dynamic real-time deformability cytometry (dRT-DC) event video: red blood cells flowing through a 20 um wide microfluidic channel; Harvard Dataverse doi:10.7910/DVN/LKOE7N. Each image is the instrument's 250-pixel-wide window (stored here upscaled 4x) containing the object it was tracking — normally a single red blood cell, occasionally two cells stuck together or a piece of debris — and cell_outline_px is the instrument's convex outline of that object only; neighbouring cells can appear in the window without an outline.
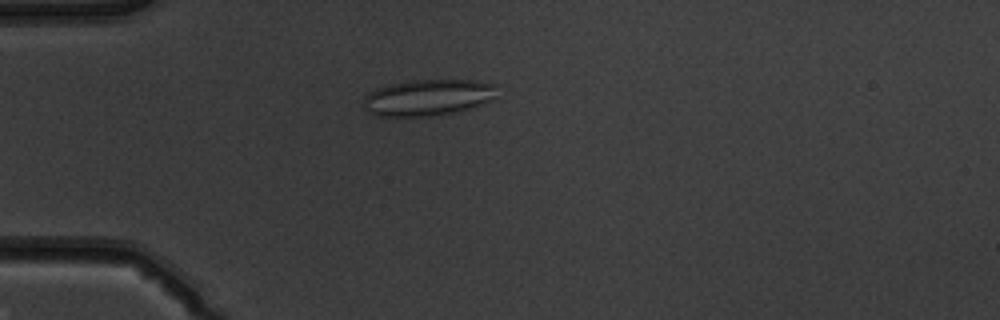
{"species": "common noctule bat (a hibernating species)", "species_latin": "Nyctalus noctula", "temperature_condition": "warm", "stored_images_in_passage": 52, "camera_frame_rate_fps": 3000, "um_per_image_px": 0.085, "animal": {"sex": "male", "body_mass_g": 19.5, "forearm_length_mm": 54.6}, "frame": {"image": 1, "passage_image": 15, "time_ms": 4.667, "image_size_px": [1000, 320], "cell_outline_px": [[496, 96], [492, 100], [472, 108], [452, 112], [428, 116], [376, 116], [368, 112], [364, 108], [364, 96], [368, 92], [376, 88], [392, 84], [416, 80], [476, 80], [496, 84]], "centroid_in_image_um": [36.38, 8.28], "position_along_channel_um": 48.6, "area_um2": 28.26}}
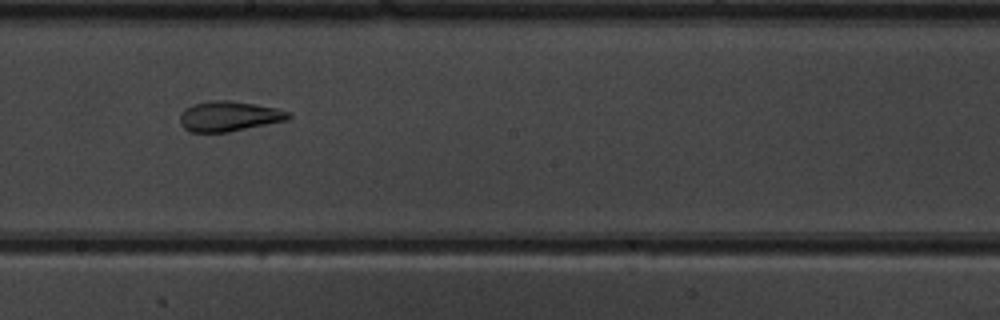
{"frame": {"image": 2, "passage_image": 30, "time_ms": 9.667, "image_size_px": [1000, 320], "cell_outline_px": [[292, 116], [288, 120], [228, 132], [192, 132], [184, 128], [180, 124], [180, 116], [184, 108], [192, 104], [212, 100], [224, 100], [252, 104], [276, 108], [288, 112]], "centroid_in_image_um": [19.44, 9.89], "position_along_channel_um": 228.8, "area_um2": 18.9}}
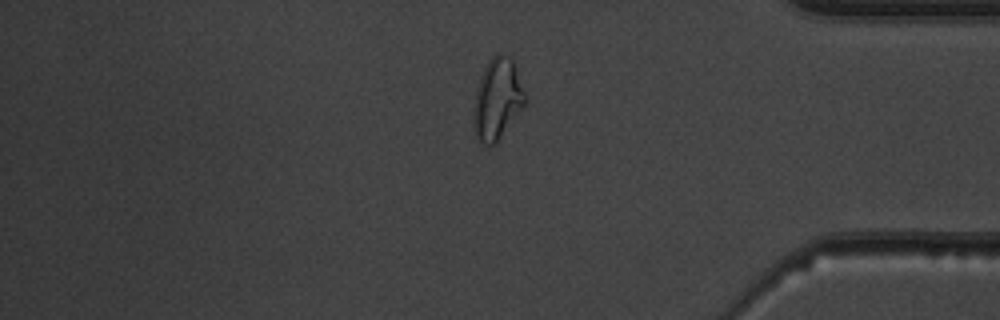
{"frame": {"image": 3, "passage_image": 44, "time_ms": 14.333, "image_size_px": [1000, 320], "cell_outline_px": [[528, 100], [496, 144], [484, 144], [476, 136], [472, 120], [472, 116], [476, 92], [484, 68], [488, 60], [496, 52], [504, 52], [512, 60]], "centroid_in_image_um": [42.27, 8.41], "position_along_channel_um": 392.9, "area_um2": 24.28}, "authors_computed_cell_mechanics": {"area_um2": 24.5361, "velocity_mm_per_s": 3.9586, "shape_relaxation_time_tau1_ms": null, "shape_relaxation_time_tau2_ms": 1.5636, "deformation_change_tau1": null, "deformation_change_tau2": 0.1021}}